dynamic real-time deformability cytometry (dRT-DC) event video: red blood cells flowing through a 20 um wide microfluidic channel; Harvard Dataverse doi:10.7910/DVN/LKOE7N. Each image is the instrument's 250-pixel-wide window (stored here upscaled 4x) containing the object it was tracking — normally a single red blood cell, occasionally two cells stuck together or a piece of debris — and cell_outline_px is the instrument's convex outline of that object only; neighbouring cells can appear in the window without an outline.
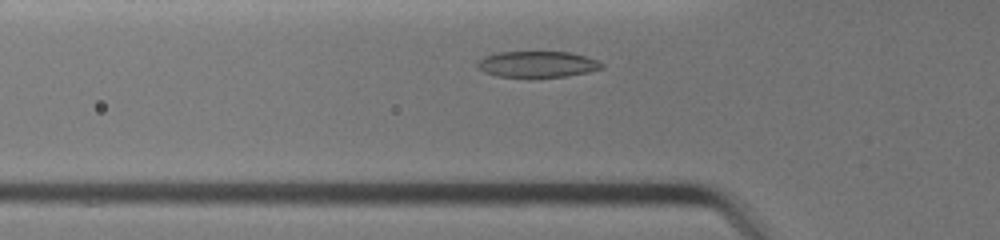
{"species": "common noctule bat (a hibernating species)", "species_latin": "Nyctalus noctula", "temperature_condition": "warm", "stored_images_in_passage": 26, "camera_frame_rate_fps": 3000, "um_per_image_px": 0.085, "animal": {"sex": "female", "body_mass_g": 19.0, "forearm_length_mm": 51.5}, "frame": {"image": 1, "passage_image": 5, "time_ms": 1.333, "image_size_px": [1000, 240], "cell_outline_px": [[604, 68], [588, 72], [568, 76], [536, 80], [528, 80], [500, 76], [484, 72], [476, 68], [476, 60], [484, 56], [496, 52], [568, 52], [584, 56], [596, 60], [604, 64]], "centroid_in_image_um": [45.62, 5.51], "position_along_channel_um": 80.2, "area_um2": 19.88}}
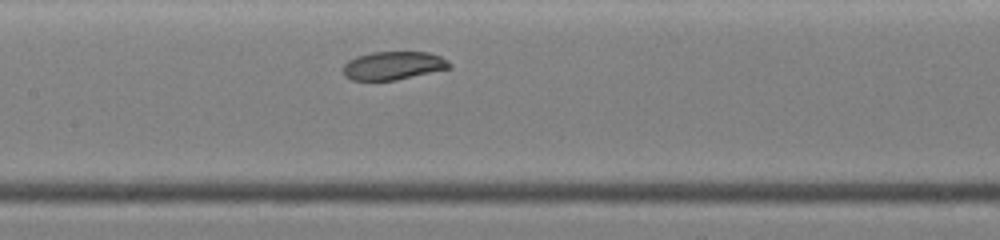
{"frame": {"image": 2, "passage_image": 11, "time_ms": 3.333, "image_size_px": [1000, 240], "cell_outline_px": [[452, 68], [396, 80], [352, 80], [344, 76], [344, 64], [348, 60], [356, 56], [372, 52], [428, 52], [440, 56], [448, 60], [452, 64]], "centroid_in_image_um": [33.45, 5.57], "position_along_channel_um": 173.9, "area_um2": 17.63}}
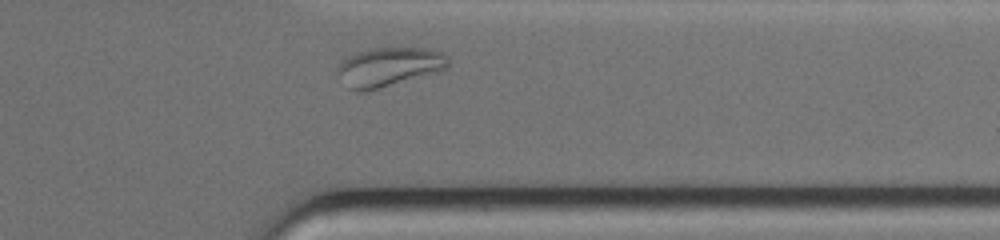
{"frame": {"image": 3, "passage_image": 24, "time_ms": 7.667, "image_size_px": [1000, 240], "cell_outline_px": [[452, 60], [448, 68], [364, 92], [356, 92], [348, 88], [336, 68], [348, 56], [356, 52], [368, 48], [432, 48], [444, 52]], "centroid_in_image_um": [33.11, 5.65], "position_along_channel_um": 378.3, "area_um2": 25.09}, "authors_computed_cell_mechanics": {"area_um2": 18.8139, "velocity_mm_per_s": 4.7006, "shape_relaxation_time_tau1_ms": 9.7047, "shape_relaxation_time_tau2_ms": 4.0051, "deformation_change_tau1": 0.2194, "deformation_change_tau2": 0.0592}}